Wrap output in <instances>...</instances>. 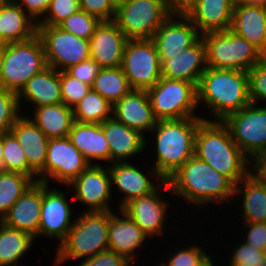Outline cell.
Here are the masks:
<instances>
[{
  "mask_svg": "<svg viewBox=\"0 0 266 266\" xmlns=\"http://www.w3.org/2000/svg\"><path fill=\"white\" fill-rule=\"evenodd\" d=\"M209 119L199 123L194 155L236 185L250 173V159L233 141L223 121Z\"/></svg>",
  "mask_w": 266,
  "mask_h": 266,
  "instance_id": "1",
  "label": "cell"
},
{
  "mask_svg": "<svg viewBox=\"0 0 266 266\" xmlns=\"http://www.w3.org/2000/svg\"><path fill=\"white\" fill-rule=\"evenodd\" d=\"M204 117L158 120L152 129L155 139V161L152 177L162 183L194 156L195 135ZM154 174V175H153Z\"/></svg>",
  "mask_w": 266,
  "mask_h": 266,
  "instance_id": "2",
  "label": "cell"
},
{
  "mask_svg": "<svg viewBox=\"0 0 266 266\" xmlns=\"http://www.w3.org/2000/svg\"><path fill=\"white\" fill-rule=\"evenodd\" d=\"M167 181L171 188V194L182 197L185 202L195 206L229 203L234 200L235 185L195 155L173 173Z\"/></svg>",
  "mask_w": 266,
  "mask_h": 266,
  "instance_id": "3",
  "label": "cell"
},
{
  "mask_svg": "<svg viewBox=\"0 0 266 266\" xmlns=\"http://www.w3.org/2000/svg\"><path fill=\"white\" fill-rule=\"evenodd\" d=\"M196 90L197 105L204 102L212 113L210 116L214 117L213 121H223L251 103L246 71L208 67L200 77Z\"/></svg>",
  "mask_w": 266,
  "mask_h": 266,
  "instance_id": "4",
  "label": "cell"
},
{
  "mask_svg": "<svg viewBox=\"0 0 266 266\" xmlns=\"http://www.w3.org/2000/svg\"><path fill=\"white\" fill-rule=\"evenodd\" d=\"M75 218L67 237L56 248L55 266L72 259H87L108 250L110 211L84 210Z\"/></svg>",
  "mask_w": 266,
  "mask_h": 266,
  "instance_id": "5",
  "label": "cell"
},
{
  "mask_svg": "<svg viewBox=\"0 0 266 266\" xmlns=\"http://www.w3.org/2000/svg\"><path fill=\"white\" fill-rule=\"evenodd\" d=\"M46 67L44 47L37 34L29 40L7 44L3 50L0 88L19 94L29 79Z\"/></svg>",
  "mask_w": 266,
  "mask_h": 266,
  "instance_id": "6",
  "label": "cell"
},
{
  "mask_svg": "<svg viewBox=\"0 0 266 266\" xmlns=\"http://www.w3.org/2000/svg\"><path fill=\"white\" fill-rule=\"evenodd\" d=\"M206 47L207 67L248 72L265 56L230 29L201 35Z\"/></svg>",
  "mask_w": 266,
  "mask_h": 266,
  "instance_id": "7",
  "label": "cell"
},
{
  "mask_svg": "<svg viewBox=\"0 0 266 266\" xmlns=\"http://www.w3.org/2000/svg\"><path fill=\"white\" fill-rule=\"evenodd\" d=\"M171 15L166 0H125L117 4L114 21L129 40L152 39Z\"/></svg>",
  "mask_w": 266,
  "mask_h": 266,
  "instance_id": "8",
  "label": "cell"
},
{
  "mask_svg": "<svg viewBox=\"0 0 266 266\" xmlns=\"http://www.w3.org/2000/svg\"><path fill=\"white\" fill-rule=\"evenodd\" d=\"M147 93L157 120L201 117L195 114L198 105L193 83L162 77Z\"/></svg>",
  "mask_w": 266,
  "mask_h": 266,
  "instance_id": "9",
  "label": "cell"
},
{
  "mask_svg": "<svg viewBox=\"0 0 266 266\" xmlns=\"http://www.w3.org/2000/svg\"><path fill=\"white\" fill-rule=\"evenodd\" d=\"M47 66L65 71L90 58V40L66 32L58 26L37 25Z\"/></svg>",
  "mask_w": 266,
  "mask_h": 266,
  "instance_id": "10",
  "label": "cell"
},
{
  "mask_svg": "<svg viewBox=\"0 0 266 266\" xmlns=\"http://www.w3.org/2000/svg\"><path fill=\"white\" fill-rule=\"evenodd\" d=\"M132 90H149L161 78V63L151 39L128 40L122 66Z\"/></svg>",
  "mask_w": 266,
  "mask_h": 266,
  "instance_id": "11",
  "label": "cell"
},
{
  "mask_svg": "<svg viewBox=\"0 0 266 266\" xmlns=\"http://www.w3.org/2000/svg\"><path fill=\"white\" fill-rule=\"evenodd\" d=\"M223 123L240 150L251 160L266 151V106L250 103L227 116Z\"/></svg>",
  "mask_w": 266,
  "mask_h": 266,
  "instance_id": "12",
  "label": "cell"
},
{
  "mask_svg": "<svg viewBox=\"0 0 266 266\" xmlns=\"http://www.w3.org/2000/svg\"><path fill=\"white\" fill-rule=\"evenodd\" d=\"M90 164L72 144L70 138H51L47 146L44 170L38 175V182L50 185L49 181L68 186Z\"/></svg>",
  "mask_w": 266,
  "mask_h": 266,
  "instance_id": "13",
  "label": "cell"
},
{
  "mask_svg": "<svg viewBox=\"0 0 266 266\" xmlns=\"http://www.w3.org/2000/svg\"><path fill=\"white\" fill-rule=\"evenodd\" d=\"M106 167V168H104ZM89 165L67 187L73 188L77 202L87 205L86 212L113 211L111 175L108 165Z\"/></svg>",
  "mask_w": 266,
  "mask_h": 266,
  "instance_id": "14",
  "label": "cell"
},
{
  "mask_svg": "<svg viewBox=\"0 0 266 266\" xmlns=\"http://www.w3.org/2000/svg\"><path fill=\"white\" fill-rule=\"evenodd\" d=\"M68 200L62 190L52 189L49 184L42 182L39 237L57 238V247L65 240L75 221L71 220L73 214Z\"/></svg>",
  "mask_w": 266,
  "mask_h": 266,
  "instance_id": "15",
  "label": "cell"
},
{
  "mask_svg": "<svg viewBox=\"0 0 266 266\" xmlns=\"http://www.w3.org/2000/svg\"><path fill=\"white\" fill-rule=\"evenodd\" d=\"M165 189L171 193V188L167 180L163 181L159 187L151 194L135 198L127 203L122 210H124L134 222L141 228V230L149 237L163 235L165 232L166 218L170 204L168 200L161 198V190Z\"/></svg>",
  "mask_w": 266,
  "mask_h": 266,
  "instance_id": "16",
  "label": "cell"
},
{
  "mask_svg": "<svg viewBox=\"0 0 266 266\" xmlns=\"http://www.w3.org/2000/svg\"><path fill=\"white\" fill-rule=\"evenodd\" d=\"M201 34L191 20L183 14H172L152 37L160 63L176 56L194 44Z\"/></svg>",
  "mask_w": 266,
  "mask_h": 266,
  "instance_id": "17",
  "label": "cell"
},
{
  "mask_svg": "<svg viewBox=\"0 0 266 266\" xmlns=\"http://www.w3.org/2000/svg\"><path fill=\"white\" fill-rule=\"evenodd\" d=\"M128 40L114 20L101 21L90 39V58L96 61L100 68L122 66Z\"/></svg>",
  "mask_w": 266,
  "mask_h": 266,
  "instance_id": "18",
  "label": "cell"
},
{
  "mask_svg": "<svg viewBox=\"0 0 266 266\" xmlns=\"http://www.w3.org/2000/svg\"><path fill=\"white\" fill-rule=\"evenodd\" d=\"M15 136L29 164V177L38 182V175L44 170L49 138L23 114L12 126ZM36 176V177H35Z\"/></svg>",
  "mask_w": 266,
  "mask_h": 266,
  "instance_id": "19",
  "label": "cell"
},
{
  "mask_svg": "<svg viewBox=\"0 0 266 266\" xmlns=\"http://www.w3.org/2000/svg\"><path fill=\"white\" fill-rule=\"evenodd\" d=\"M42 182H34L0 220L3 224L39 237Z\"/></svg>",
  "mask_w": 266,
  "mask_h": 266,
  "instance_id": "20",
  "label": "cell"
},
{
  "mask_svg": "<svg viewBox=\"0 0 266 266\" xmlns=\"http://www.w3.org/2000/svg\"><path fill=\"white\" fill-rule=\"evenodd\" d=\"M207 68L206 47L200 37L179 55L169 56V59L161 64V74L167 79L190 82L197 87Z\"/></svg>",
  "mask_w": 266,
  "mask_h": 266,
  "instance_id": "21",
  "label": "cell"
},
{
  "mask_svg": "<svg viewBox=\"0 0 266 266\" xmlns=\"http://www.w3.org/2000/svg\"><path fill=\"white\" fill-rule=\"evenodd\" d=\"M118 211L120 216L110 211L108 249L134 262L138 249L144 246L148 236L124 210Z\"/></svg>",
  "mask_w": 266,
  "mask_h": 266,
  "instance_id": "22",
  "label": "cell"
},
{
  "mask_svg": "<svg viewBox=\"0 0 266 266\" xmlns=\"http://www.w3.org/2000/svg\"><path fill=\"white\" fill-rule=\"evenodd\" d=\"M102 130L110 148V162H126L146 149V136L127 127L114 116L102 123Z\"/></svg>",
  "mask_w": 266,
  "mask_h": 266,
  "instance_id": "23",
  "label": "cell"
},
{
  "mask_svg": "<svg viewBox=\"0 0 266 266\" xmlns=\"http://www.w3.org/2000/svg\"><path fill=\"white\" fill-rule=\"evenodd\" d=\"M113 116L127 127L140 131L143 135L156 126L150 99L145 90H131L113 105Z\"/></svg>",
  "mask_w": 266,
  "mask_h": 266,
  "instance_id": "24",
  "label": "cell"
},
{
  "mask_svg": "<svg viewBox=\"0 0 266 266\" xmlns=\"http://www.w3.org/2000/svg\"><path fill=\"white\" fill-rule=\"evenodd\" d=\"M230 30L266 57V6L235 3Z\"/></svg>",
  "mask_w": 266,
  "mask_h": 266,
  "instance_id": "25",
  "label": "cell"
},
{
  "mask_svg": "<svg viewBox=\"0 0 266 266\" xmlns=\"http://www.w3.org/2000/svg\"><path fill=\"white\" fill-rule=\"evenodd\" d=\"M109 172L111 175V184L116 185L120 193H122L121 204L118 209H122L127 203L135 198L151 194L161 183L155 185L149 179L150 175L145 174L139 167L134 166L130 161L111 163Z\"/></svg>",
  "mask_w": 266,
  "mask_h": 266,
  "instance_id": "26",
  "label": "cell"
},
{
  "mask_svg": "<svg viewBox=\"0 0 266 266\" xmlns=\"http://www.w3.org/2000/svg\"><path fill=\"white\" fill-rule=\"evenodd\" d=\"M234 0H197L185 14L202 35L231 28Z\"/></svg>",
  "mask_w": 266,
  "mask_h": 266,
  "instance_id": "27",
  "label": "cell"
},
{
  "mask_svg": "<svg viewBox=\"0 0 266 266\" xmlns=\"http://www.w3.org/2000/svg\"><path fill=\"white\" fill-rule=\"evenodd\" d=\"M68 137L90 165L110 164V148L101 124L74 122ZM97 160V162H96Z\"/></svg>",
  "mask_w": 266,
  "mask_h": 266,
  "instance_id": "28",
  "label": "cell"
},
{
  "mask_svg": "<svg viewBox=\"0 0 266 266\" xmlns=\"http://www.w3.org/2000/svg\"><path fill=\"white\" fill-rule=\"evenodd\" d=\"M19 104L30 102L34 108L63 103L60 86V71L47 66L29 79L18 94Z\"/></svg>",
  "mask_w": 266,
  "mask_h": 266,
  "instance_id": "29",
  "label": "cell"
},
{
  "mask_svg": "<svg viewBox=\"0 0 266 266\" xmlns=\"http://www.w3.org/2000/svg\"><path fill=\"white\" fill-rule=\"evenodd\" d=\"M240 197V198H239ZM243 197V198H242ZM241 200L242 220L248 223L266 222V184L251 173L235 185L234 199ZM242 198V199H241Z\"/></svg>",
  "mask_w": 266,
  "mask_h": 266,
  "instance_id": "30",
  "label": "cell"
},
{
  "mask_svg": "<svg viewBox=\"0 0 266 266\" xmlns=\"http://www.w3.org/2000/svg\"><path fill=\"white\" fill-rule=\"evenodd\" d=\"M37 23L13 0L0 6V35L7 44L31 39Z\"/></svg>",
  "mask_w": 266,
  "mask_h": 266,
  "instance_id": "31",
  "label": "cell"
},
{
  "mask_svg": "<svg viewBox=\"0 0 266 266\" xmlns=\"http://www.w3.org/2000/svg\"><path fill=\"white\" fill-rule=\"evenodd\" d=\"M33 114L26 115L49 138H64L69 135L74 120L73 108L64 103L34 108Z\"/></svg>",
  "mask_w": 266,
  "mask_h": 266,
  "instance_id": "32",
  "label": "cell"
},
{
  "mask_svg": "<svg viewBox=\"0 0 266 266\" xmlns=\"http://www.w3.org/2000/svg\"><path fill=\"white\" fill-rule=\"evenodd\" d=\"M34 241L35 238L30 234L0 221V266H17Z\"/></svg>",
  "mask_w": 266,
  "mask_h": 266,
  "instance_id": "33",
  "label": "cell"
},
{
  "mask_svg": "<svg viewBox=\"0 0 266 266\" xmlns=\"http://www.w3.org/2000/svg\"><path fill=\"white\" fill-rule=\"evenodd\" d=\"M92 89L112 105L132 90L121 66L100 68Z\"/></svg>",
  "mask_w": 266,
  "mask_h": 266,
  "instance_id": "34",
  "label": "cell"
},
{
  "mask_svg": "<svg viewBox=\"0 0 266 266\" xmlns=\"http://www.w3.org/2000/svg\"><path fill=\"white\" fill-rule=\"evenodd\" d=\"M73 113L75 122L101 124L113 116V105L91 88L73 107Z\"/></svg>",
  "mask_w": 266,
  "mask_h": 266,
  "instance_id": "35",
  "label": "cell"
},
{
  "mask_svg": "<svg viewBox=\"0 0 266 266\" xmlns=\"http://www.w3.org/2000/svg\"><path fill=\"white\" fill-rule=\"evenodd\" d=\"M33 183L29 176L0 169V220Z\"/></svg>",
  "mask_w": 266,
  "mask_h": 266,
  "instance_id": "36",
  "label": "cell"
},
{
  "mask_svg": "<svg viewBox=\"0 0 266 266\" xmlns=\"http://www.w3.org/2000/svg\"><path fill=\"white\" fill-rule=\"evenodd\" d=\"M1 170L17 172L29 176V164L25 153L11 132L3 134Z\"/></svg>",
  "mask_w": 266,
  "mask_h": 266,
  "instance_id": "37",
  "label": "cell"
},
{
  "mask_svg": "<svg viewBox=\"0 0 266 266\" xmlns=\"http://www.w3.org/2000/svg\"><path fill=\"white\" fill-rule=\"evenodd\" d=\"M100 22L97 17L80 9L78 12L61 21L57 26L75 36L90 40L95 28Z\"/></svg>",
  "mask_w": 266,
  "mask_h": 266,
  "instance_id": "38",
  "label": "cell"
},
{
  "mask_svg": "<svg viewBox=\"0 0 266 266\" xmlns=\"http://www.w3.org/2000/svg\"><path fill=\"white\" fill-rule=\"evenodd\" d=\"M185 246L179 247L174 254H168V261H164L162 264L164 266H205L213 258L206 253L207 251L202 246L197 244L189 246L186 244Z\"/></svg>",
  "mask_w": 266,
  "mask_h": 266,
  "instance_id": "39",
  "label": "cell"
},
{
  "mask_svg": "<svg viewBox=\"0 0 266 266\" xmlns=\"http://www.w3.org/2000/svg\"><path fill=\"white\" fill-rule=\"evenodd\" d=\"M18 94L0 88V134L10 132L15 122L22 116Z\"/></svg>",
  "mask_w": 266,
  "mask_h": 266,
  "instance_id": "40",
  "label": "cell"
},
{
  "mask_svg": "<svg viewBox=\"0 0 266 266\" xmlns=\"http://www.w3.org/2000/svg\"><path fill=\"white\" fill-rule=\"evenodd\" d=\"M231 248L229 266H266V252L243 241Z\"/></svg>",
  "mask_w": 266,
  "mask_h": 266,
  "instance_id": "41",
  "label": "cell"
},
{
  "mask_svg": "<svg viewBox=\"0 0 266 266\" xmlns=\"http://www.w3.org/2000/svg\"><path fill=\"white\" fill-rule=\"evenodd\" d=\"M60 86L63 103L73 108L92 88L73 78L66 71H60Z\"/></svg>",
  "mask_w": 266,
  "mask_h": 266,
  "instance_id": "42",
  "label": "cell"
},
{
  "mask_svg": "<svg viewBox=\"0 0 266 266\" xmlns=\"http://www.w3.org/2000/svg\"><path fill=\"white\" fill-rule=\"evenodd\" d=\"M79 10V0H50L47 13L37 25L57 26L61 21Z\"/></svg>",
  "mask_w": 266,
  "mask_h": 266,
  "instance_id": "43",
  "label": "cell"
},
{
  "mask_svg": "<svg viewBox=\"0 0 266 266\" xmlns=\"http://www.w3.org/2000/svg\"><path fill=\"white\" fill-rule=\"evenodd\" d=\"M249 98L251 103L259 105L266 102V57L248 70Z\"/></svg>",
  "mask_w": 266,
  "mask_h": 266,
  "instance_id": "44",
  "label": "cell"
},
{
  "mask_svg": "<svg viewBox=\"0 0 266 266\" xmlns=\"http://www.w3.org/2000/svg\"><path fill=\"white\" fill-rule=\"evenodd\" d=\"M80 9L97 17L100 21L114 20L117 4L114 0H79Z\"/></svg>",
  "mask_w": 266,
  "mask_h": 266,
  "instance_id": "45",
  "label": "cell"
},
{
  "mask_svg": "<svg viewBox=\"0 0 266 266\" xmlns=\"http://www.w3.org/2000/svg\"><path fill=\"white\" fill-rule=\"evenodd\" d=\"M99 70V64L89 58L81 63L70 66L65 71L73 78H76L92 87Z\"/></svg>",
  "mask_w": 266,
  "mask_h": 266,
  "instance_id": "46",
  "label": "cell"
},
{
  "mask_svg": "<svg viewBox=\"0 0 266 266\" xmlns=\"http://www.w3.org/2000/svg\"><path fill=\"white\" fill-rule=\"evenodd\" d=\"M130 261L112 250H105L93 257L83 259L79 266H126Z\"/></svg>",
  "mask_w": 266,
  "mask_h": 266,
  "instance_id": "47",
  "label": "cell"
},
{
  "mask_svg": "<svg viewBox=\"0 0 266 266\" xmlns=\"http://www.w3.org/2000/svg\"><path fill=\"white\" fill-rule=\"evenodd\" d=\"M243 229L246 228L245 232V240L248 244L252 246H256V248L261 251L266 252V222H258V223H242Z\"/></svg>",
  "mask_w": 266,
  "mask_h": 266,
  "instance_id": "48",
  "label": "cell"
},
{
  "mask_svg": "<svg viewBox=\"0 0 266 266\" xmlns=\"http://www.w3.org/2000/svg\"><path fill=\"white\" fill-rule=\"evenodd\" d=\"M36 23L45 16L50 5V0H13Z\"/></svg>",
  "mask_w": 266,
  "mask_h": 266,
  "instance_id": "49",
  "label": "cell"
},
{
  "mask_svg": "<svg viewBox=\"0 0 266 266\" xmlns=\"http://www.w3.org/2000/svg\"><path fill=\"white\" fill-rule=\"evenodd\" d=\"M250 173L259 181L266 184V151L258 153L251 160Z\"/></svg>",
  "mask_w": 266,
  "mask_h": 266,
  "instance_id": "50",
  "label": "cell"
},
{
  "mask_svg": "<svg viewBox=\"0 0 266 266\" xmlns=\"http://www.w3.org/2000/svg\"><path fill=\"white\" fill-rule=\"evenodd\" d=\"M197 0H166L167 7L171 14L185 15L196 3Z\"/></svg>",
  "mask_w": 266,
  "mask_h": 266,
  "instance_id": "51",
  "label": "cell"
},
{
  "mask_svg": "<svg viewBox=\"0 0 266 266\" xmlns=\"http://www.w3.org/2000/svg\"><path fill=\"white\" fill-rule=\"evenodd\" d=\"M235 3H248L266 6V0H234Z\"/></svg>",
  "mask_w": 266,
  "mask_h": 266,
  "instance_id": "52",
  "label": "cell"
},
{
  "mask_svg": "<svg viewBox=\"0 0 266 266\" xmlns=\"http://www.w3.org/2000/svg\"><path fill=\"white\" fill-rule=\"evenodd\" d=\"M2 155H3V134H0V169H1Z\"/></svg>",
  "mask_w": 266,
  "mask_h": 266,
  "instance_id": "53",
  "label": "cell"
},
{
  "mask_svg": "<svg viewBox=\"0 0 266 266\" xmlns=\"http://www.w3.org/2000/svg\"><path fill=\"white\" fill-rule=\"evenodd\" d=\"M7 46L6 41L3 39V37L0 35V50H4Z\"/></svg>",
  "mask_w": 266,
  "mask_h": 266,
  "instance_id": "54",
  "label": "cell"
},
{
  "mask_svg": "<svg viewBox=\"0 0 266 266\" xmlns=\"http://www.w3.org/2000/svg\"><path fill=\"white\" fill-rule=\"evenodd\" d=\"M2 60H3V50H0V73H1Z\"/></svg>",
  "mask_w": 266,
  "mask_h": 266,
  "instance_id": "55",
  "label": "cell"
},
{
  "mask_svg": "<svg viewBox=\"0 0 266 266\" xmlns=\"http://www.w3.org/2000/svg\"><path fill=\"white\" fill-rule=\"evenodd\" d=\"M213 259H211L205 266H216V265H214V263H213Z\"/></svg>",
  "mask_w": 266,
  "mask_h": 266,
  "instance_id": "56",
  "label": "cell"
},
{
  "mask_svg": "<svg viewBox=\"0 0 266 266\" xmlns=\"http://www.w3.org/2000/svg\"><path fill=\"white\" fill-rule=\"evenodd\" d=\"M10 0H0V6L1 5H3V4H5V3H7V2H9Z\"/></svg>",
  "mask_w": 266,
  "mask_h": 266,
  "instance_id": "57",
  "label": "cell"
},
{
  "mask_svg": "<svg viewBox=\"0 0 266 266\" xmlns=\"http://www.w3.org/2000/svg\"><path fill=\"white\" fill-rule=\"evenodd\" d=\"M132 263L134 264L135 261L134 262L130 261L126 266H132ZM137 266H139V265H137Z\"/></svg>",
  "mask_w": 266,
  "mask_h": 266,
  "instance_id": "58",
  "label": "cell"
},
{
  "mask_svg": "<svg viewBox=\"0 0 266 266\" xmlns=\"http://www.w3.org/2000/svg\"><path fill=\"white\" fill-rule=\"evenodd\" d=\"M116 4L122 2V1H125V0H114Z\"/></svg>",
  "mask_w": 266,
  "mask_h": 266,
  "instance_id": "59",
  "label": "cell"
}]
</instances>
